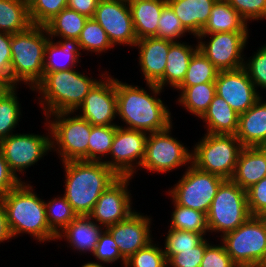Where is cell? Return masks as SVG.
<instances>
[{
  "instance_id": "cell-46",
  "label": "cell",
  "mask_w": 266,
  "mask_h": 267,
  "mask_svg": "<svg viewBox=\"0 0 266 267\" xmlns=\"http://www.w3.org/2000/svg\"><path fill=\"white\" fill-rule=\"evenodd\" d=\"M247 22L266 18V0H227Z\"/></svg>"
},
{
  "instance_id": "cell-48",
  "label": "cell",
  "mask_w": 266,
  "mask_h": 267,
  "mask_svg": "<svg viewBox=\"0 0 266 267\" xmlns=\"http://www.w3.org/2000/svg\"><path fill=\"white\" fill-rule=\"evenodd\" d=\"M200 267H238L229 254L226 252L224 245H208L205 249Z\"/></svg>"
},
{
  "instance_id": "cell-2",
  "label": "cell",
  "mask_w": 266,
  "mask_h": 267,
  "mask_svg": "<svg viewBox=\"0 0 266 267\" xmlns=\"http://www.w3.org/2000/svg\"><path fill=\"white\" fill-rule=\"evenodd\" d=\"M63 165L64 196L78 216H88L100 195L119 178L103 161H67Z\"/></svg>"
},
{
  "instance_id": "cell-20",
  "label": "cell",
  "mask_w": 266,
  "mask_h": 267,
  "mask_svg": "<svg viewBox=\"0 0 266 267\" xmlns=\"http://www.w3.org/2000/svg\"><path fill=\"white\" fill-rule=\"evenodd\" d=\"M173 41L156 37H146L138 40L139 64L146 83L156 84L164 89V71L167 54Z\"/></svg>"
},
{
  "instance_id": "cell-42",
  "label": "cell",
  "mask_w": 266,
  "mask_h": 267,
  "mask_svg": "<svg viewBox=\"0 0 266 267\" xmlns=\"http://www.w3.org/2000/svg\"><path fill=\"white\" fill-rule=\"evenodd\" d=\"M157 24L158 30L155 36L156 38L175 42L176 39L188 32L168 3L163 7Z\"/></svg>"
},
{
  "instance_id": "cell-17",
  "label": "cell",
  "mask_w": 266,
  "mask_h": 267,
  "mask_svg": "<svg viewBox=\"0 0 266 267\" xmlns=\"http://www.w3.org/2000/svg\"><path fill=\"white\" fill-rule=\"evenodd\" d=\"M216 94L238 114L245 113L261 97L246 70L219 71L215 80Z\"/></svg>"
},
{
  "instance_id": "cell-49",
  "label": "cell",
  "mask_w": 266,
  "mask_h": 267,
  "mask_svg": "<svg viewBox=\"0 0 266 267\" xmlns=\"http://www.w3.org/2000/svg\"><path fill=\"white\" fill-rule=\"evenodd\" d=\"M11 34L0 32V80L11 86Z\"/></svg>"
},
{
  "instance_id": "cell-28",
  "label": "cell",
  "mask_w": 266,
  "mask_h": 267,
  "mask_svg": "<svg viewBox=\"0 0 266 267\" xmlns=\"http://www.w3.org/2000/svg\"><path fill=\"white\" fill-rule=\"evenodd\" d=\"M201 119L206 122L209 134L235 135L238 129L239 115L217 94Z\"/></svg>"
},
{
  "instance_id": "cell-24",
  "label": "cell",
  "mask_w": 266,
  "mask_h": 267,
  "mask_svg": "<svg viewBox=\"0 0 266 267\" xmlns=\"http://www.w3.org/2000/svg\"><path fill=\"white\" fill-rule=\"evenodd\" d=\"M216 0H167L183 27L195 37L207 23Z\"/></svg>"
},
{
  "instance_id": "cell-11",
  "label": "cell",
  "mask_w": 266,
  "mask_h": 267,
  "mask_svg": "<svg viewBox=\"0 0 266 267\" xmlns=\"http://www.w3.org/2000/svg\"><path fill=\"white\" fill-rule=\"evenodd\" d=\"M172 126L166 130L148 133L145 156L141 166L148 171L168 172L185 164H192V153L176 138L171 137Z\"/></svg>"
},
{
  "instance_id": "cell-5",
  "label": "cell",
  "mask_w": 266,
  "mask_h": 267,
  "mask_svg": "<svg viewBox=\"0 0 266 267\" xmlns=\"http://www.w3.org/2000/svg\"><path fill=\"white\" fill-rule=\"evenodd\" d=\"M44 34L48 32L42 25L11 34V86L24 81L33 90L43 79L45 47L50 39Z\"/></svg>"
},
{
  "instance_id": "cell-12",
  "label": "cell",
  "mask_w": 266,
  "mask_h": 267,
  "mask_svg": "<svg viewBox=\"0 0 266 267\" xmlns=\"http://www.w3.org/2000/svg\"><path fill=\"white\" fill-rule=\"evenodd\" d=\"M207 35L211 36L208 44L202 41ZM248 37V32L199 34L198 49L219 71L237 70L244 65V55L241 53Z\"/></svg>"
},
{
  "instance_id": "cell-13",
  "label": "cell",
  "mask_w": 266,
  "mask_h": 267,
  "mask_svg": "<svg viewBox=\"0 0 266 267\" xmlns=\"http://www.w3.org/2000/svg\"><path fill=\"white\" fill-rule=\"evenodd\" d=\"M147 134L144 131L118 126L109 152L113 159L103 162L119 177H132L137 165L141 167L144 159ZM137 159L140 160L137 161ZM134 161L137 162L133 163Z\"/></svg>"
},
{
  "instance_id": "cell-27",
  "label": "cell",
  "mask_w": 266,
  "mask_h": 267,
  "mask_svg": "<svg viewBox=\"0 0 266 267\" xmlns=\"http://www.w3.org/2000/svg\"><path fill=\"white\" fill-rule=\"evenodd\" d=\"M247 22L228 3L227 0H216L209 19L200 34L219 32H248Z\"/></svg>"
},
{
  "instance_id": "cell-45",
  "label": "cell",
  "mask_w": 266,
  "mask_h": 267,
  "mask_svg": "<svg viewBox=\"0 0 266 267\" xmlns=\"http://www.w3.org/2000/svg\"><path fill=\"white\" fill-rule=\"evenodd\" d=\"M244 62L246 70L255 87L266 89V45L262 46L254 56Z\"/></svg>"
},
{
  "instance_id": "cell-52",
  "label": "cell",
  "mask_w": 266,
  "mask_h": 267,
  "mask_svg": "<svg viewBox=\"0 0 266 267\" xmlns=\"http://www.w3.org/2000/svg\"><path fill=\"white\" fill-rule=\"evenodd\" d=\"M12 237L13 235L8 223L5 204L2 197H0V242L9 240Z\"/></svg>"
},
{
  "instance_id": "cell-19",
  "label": "cell",
  "mask_w": 266,
  "mask_h": 267,
  "mask_svg": "<svg viewBox=\"0 0 266 267\" xmlns=\"http://www.w3.org/2000/svg\"><path fill=\"white\" fill-rule=\"evenodd\" d=\"M150 220L148 216L133 212L126 220L106 228L125 260L152 242Z\"/></svg>"
},
{
  "instance_id": "cell-26",
  "label": "cell",
  "mask_w": 266,
  "mask_h": 267,
  "mask_svg": "<svg viewBox=\"0 0 266 267\" xmlns=\"http://www.w3.org/2000/svg\"><path fill=\"white\" fill-rule=\"evenodd\" d=\"M100 227L89 216H77L57 235V239L65 236L68 243H70L69 245L73 248L79 251H90L93 253L99 241L100 234L103 232L102 227Z\"/></svg>"
},
{
  "instance_id": "cell-40",
  "label": "cell",
  "mask_w": 266,
  "mask_h": 267,
  "mask_svg": "<svg viewBox=\"0 0 266 267\" xmlns=\"http://www.w3.org/2000/svg\"><path fill=\"white\" fill-rule=\"evenodd\" d=\"M28 8L32 25L44 26L67 8V0H28Z\"/></svg>"
},
{
  "instance_id": "cell-21",
  "label": "cell",
  "mask_w": 266,
  "mask_h": 267,
  "mask_svg": "<svg viewBox=\"0 0 266 267\" xmlns=\"http://www.w3.org/2000/svg\"><path fill=\"white\" fill-rule=\"evenodd\" d=\"M266 176V149L243 147L231 178L242 189L247 190Z\"/></svg>"
},
{
  "instance_id": "cell-30",
  "label": "cell",
  "mask_w": 266,
  "mask_h": 267,
  "mask_svg": "<svg viewBox=\"0 0 266 267\" xmlns=\"http://www.w3.org/2000/svg\"><path fill=\"white\" fill-rule=\"evenodd\" d=\"M30 26L28 0H0V32L15 34Z\"/></svg>"
},
{
  "instance_id": "cell-44",
  "label": "cell",
  "mask_w": 266,
  "mask_h": 267,
  "mask_svg": "<svg viewBox=\"0 0 266 267\" xmlns=\"http://www.w3.org/2000/svg\"><path fill=\"white\" fill-rule=\"evenodd\" d=\"M92 254L103 263H112L119 259H122L124 266L126 263V260L119 252L117 243L106 229L100 234L99 241Z\"/></svg>"
},
{
  "instance_id": "cell-55",
  "label": "cell",
  "mask_w": 266,
  "mask_h": 267,
  "mask_svg": "<svg viewBox=\"0 0 266 267\" xmlns=\"http://www.w3.org/2000/svg\"><path fill=\"white\" fill-rule=\"evenodd\" d=\"M261 147L264 148V149H266V141H265V143Z\"/></svg>"
},
{
  "instance_id": "cell-33",
  "label": "cell",
  "mask_w": 266,
  "mask_h": 267,
  "mask_svg": "<svg viewBox=\"0 0 266 267\" xmlns=\"http://www.w3.org/2000/svg\"><path fill=\"white\" fill-rule=\"evenodd\" d=\"M15 91V86H7L0 94V141L13 134L20 119L21 106Z\"/></svg>"
},
{
  "instance_id": "cell-36",
  "label": "cell",
  "mask_w": 266,
  "mask_h": 267,
  "mask_svg": "<svg viewBox=\"0 0 266 267\" xmlns=\"http://www.w3.org/2000/svg\"><path fill=\"white\" fill-rule=\"evenodd\" d=\"M45 211L49 228L56 235H59L78 216L65 196L45 202Z\"/></svg>"
},
{
  "instance_id": "cell-8",
  "label": "cell",
  "mask_w": 266,
  "mask_h": 267,
  "mask_svg": "<svg viewBox=\"0 0 266 267\" xmlns=\"http://www.w3.org/2000/svg\"><path fill=\"white\" fill-rule=\"evenodd\" d=\"M251 216L247 193L231 179H225L219 186L207 213L209 232L223 235L235 230Z\"/></svg>"
},
{
  "instance_id": "cell-25",
  "label": "cell",
  "mask_w": 266,
  "mask_h": 267,
  "mask_svg": "<svg viewBox=\"0 0 266 267\" xmlns=\"http://www.w3.org/2000/svg\"><path fill=\"white\" fill-rule=\"evenodd\" d=\"M62 39L64 40L53 43L54 41H51V38L46 44L44 56V76L47 73L54 71H66L73 69L76 63H79V50L81 47L78 40L71 38Z\"/></svg>"
},
{
  "instance_id": "cell-37",
  "label": "cell",
  "mask_w": 266,
  "mask_h": 267,
  "mask_svg": "<svg viewBox=\"0 0 266 267\" xmlns=\"http://www.w3.org/2000/svg\"><path fill=\"white\" fill-rule=\"evenodd\" d=\"M81 50L104 52L114 47L105 30L93 18H88L78 37Z\"/></svg>"
},
{
  "instance_id": "cell-1",
  "label": "cell",
  "mask_w": 266,
  "mask_h": 267,
  "mask_svg": "<svg viewBox=\"0 0 266 267\" xmlns=\"http://www.w3.org/2000/svg\"><path fill=\"white\" fill-rule=\"evenodd\" d=\"M149 95L143 88L128 85L116 79L117 116L128 126L126 129L148 133L160 132L172 126L171 113L156 95L161 88L147 83Z\"/></svg>"
},
{
  "instance_id": "cell-43",
  "label": "cell",
  "mask_w": 266,
  "mask_h": 267,
  "mask_svg": "<svg viewBox=\"0 0 266 267\" xmlns=\"http://www.w3.org/2000/svg\"><path fill=\"white\" fill-rule=\"evenodd\" d=\"M208 245V241L204 239L194 248L179 250V253L173 254L167 260V265L171 267H200L205 249Z\"/></svg>"
},
{
  "instance_id": "cell-3",
  "label": "cell",
  "mask_w": 266,
  "mask_h": 267,
  "mask_svg": "<svg viewBox=\"0 0 266 267\" xmlns=\"http://www.w3.org/2000/svg\"><path fill=\"white\" fill-rule=\"evenodd\" d=\"M21 182L2 197L13 237L28 233L40 242L57 239L46 220L45 202L29 184ZM34 192V193H33Z\"/></svg>"
},
{
  "instance_id": "cell-6",
  "label": "cell",
  "mask_w": 266,
  "mask_h": 267,
  "mask_svg": "<svg viewBox=\"0 0 266 267\" xmlns=\"http://www.w3.org/2000/svg\"><path fill=\"white\" fill-rule=\"evenodd\" d=\"M222 244L238 267H266V219L250 216L233 231L221 235Z\"/></svg>"
},
{
  "instance_id": "cell-7",
  "label": "cell",
  "mask_w": 266,
  "mask_h": 267,
  "mask_svg": "<svg viewBox=\"0 0 266 267\" xmlns=\"http://www.w3.org/2000/svg\"><path fill=\"white\" fill-rule=\"evenodd\" d=\"M196 145L192 151V165L224 179L232 178L243 148L236 135L206 133Z\"/></svg>"
},
{
  "instance_id": "cell-10",
  "label": "cell",
  "mask_w": 266,
  "mask_h": 267,
  "mask_svg": "<svg viewBox=\"0 0 266 267\" xmlns=\"http://www.w3.org/2000/svg\"><path fill=\"white\" fill-rule=\"evenodd\" d=\"M225 179L219 175L197 169L190 164L187 171L172 190L173 202L201 211L207 215L216 192Z\"/></svg>"
},
{
  "instance_id": "cell-54",
  "label": "cell",
  "mask_w": 266,
  "mask_h": 267,
  "mask_svg": "<svg viewBox=\"0 0 266 267\" xmlns=\"http://www.w3.org/2000/svg\"><path fill=\"white\" fill-rule=\"evenodd\" d=\"M7 85L0 80V94L6 89Z\"/></svg>"
},
{
  "instance_id": "cell-14",
  "label": "cell",
  "mask_w": 266,
  "mask_h": 267,
  "mask_svg": "<svg viewBox=\"0 0 266 267\" xmlns=\"http://www.w3.org/2000/svg\"><path fill=\"white\" fill-rule=\"evenodd\" d=\"M105 30L112 45L134 46L138 41L129 3L123 0H100L92 17Z\"/></svg>"
},
{
  "instance_id": "cell-9",
  "label": "cell",
  "mask_w": 266,
  "mask_h": 267,
  "mask_svg": "<svg viewBox=\"0 0 266 267\" xmlns=\"http://www.w3.org/2000/svg\"><path fill=\"white\" fill-rule=\"evenodd\" d=\"M72 113L74 112L52 114L55 120L48 122L52 148L58 145L57 150L62 157V162L89 161V138L92 125L80 115L68 116Z\"/></svg>"
},
{
  "instance_id": "cell-47",
  "label": "cell",
  "mask_w": 266,
  "mask_h": 267,
  "mask_svg": "<svg viewBox=\"0 0 266 267\" xmlns=\"http://www.w3.org/2000/svg\"><path fill=\"white\" fill-rule=\"evenodd\" d=\"M251 216L266 215V176L246 190Z\"/></svg>"
},
{
  "instance_id": "cell-18",
  "label": "cell",
  "mask_w": 266,
  "mask_h": 267,
  "mask_svg": "<svg viewBox=\"0 0 266 267\" xmlns=\"http://www.w3.org/2000/svg\"><path fill=\"white\" fill-rule=\"evenodd\" d=\"M104 81L99 80L84 98L80 116L91 125L118 126L112 123L117 115L116 79L107 76Z\"/></svg>"
},
{
  "instance_id": "cell-22",
  "label": "cell",
  "mask_w": 266,
  "mask_h": 267,
  "mask_svg": "<svg viewBox=\"0 0 266 267\" xmlns=\"http://www.w3.org/2000/svg\"><path fill=\"white\" fill-rule=\"evenodd\" d=\"M261 100L239 115L235 135L243 147H261L266 141V102Z\"/></svg>"
},
{
  "instance_id": "cell-15",
  "label": "cell",
  "mask_w": 266,
  "mask_h": 267,
  "mask_svg": "<svg viewBox=\"0 0 266 267\" xmlns=\"http://www.w3.org/2000/svg\"><path fill=\"white\" fill-rule=\"evenodd\" d=\"M50 139L48 135L11 134L0 141L4 158L15 176L17 171L22 173L52 149Z\"/></svg>"
},
{
  "instance_id": "cell-50",
  "label": "cell",
  "mask_w": 266,
  "mask_h": 267,
  "mask_svg": "<svg viewBox=\"0 0 266 267\" xmlns=\"http://www.w3.org/2000/svg\"><path fill=\"white\" fill-rule=\"evenodd\" d=\"M22 181L15 176L6 162L0 147V197L17 187Z\"/></svg>"
},
{
  "instance_id": "cell-29",
  "label": "cell",
  "mask_w": 266,
  "mask_h": 267,
  "mask_svg": "<svg viewBox=\"0 0 266 267\" xmlns=\"http://www.w3.org/2000/svg\"><path fill=\"white\" fill-rule=\"evenodd\" d=\"M198 50L177 40L170 46L164 71V86L167 83L177 89L183 82L192 56Z\"/></svg>"
},
{
  "instance_id": "cell-4",
  "label": "cell",
  "mask_w": 266,
  "mask_h": 267,
  "mask_svg": "<svg viewBox=\"0 0 266 267\" xmlns=\"http://www.w3.org/2000/svg\"><path fill=\"white\" fill-rule=\"evenodd\" d=\"M97 82V79H91L75 69H70L47 73L33 90L36 89L42 94V98H39L40 104L43 105L48 120L51 114L78 110Z\"/></svg>"
},
{
  "instance_id": "cell-51",
  "label": "cell",
  "mask_w": 266,
  "mask_h": 267,
  "mask_svg": "<svg viewBox=\"0 0 266 267\" xmlns=\"http://www.w3.org/2000/svg\"><path fill=\"white\" fill-rule=\"evenodd\" d=\"M100 0H67V8L92 18Z\"/></svg>"
},
{
  "instance_id": "cell-16",
  "label": "cell",
  "mask_w": 266,
  "mask_h": 267,
  "mask_svg": "<svg viewBox=\"0 0 266 267\" xmlns=\"http://www.w3.org/2000/svg\"><path fill=\"white\" fill-rule=\"evenodd\" d=\"M131 177H119L99 197L88 215L104 229L126 220L133 212L127 186ZM105 225V226H104Z\"/></svg>"
},
{
  "instance_id": "cell-32",
  "label": "cell",
  "mask_w": 266,
  "mask_h": 267,
  "mask_svg": "<svg viewBox=\"0 0 266 267\" xmlns=\"http://www.w3.org/2000/svg\"><path fill=\"white\" fill-rule=\"evenodd\" d=\"M181 91L179 103L189 112L201 118L216 94L215 83H202L190 87H178Z\"/></svg>"
},
{
  "instance_id": "cell-41",
  "label": "cell",
  "mask_w": 266,
  "mask_h": 267,
  "mask_svg": "<svg viewBox=\"0 0 266 267\" xmlns=\"http://www.w3.org/2000/svg\"><path fill=\"white\" fill-rule=\"evenodd\" d=\"M156 246L150 242L139 249L126 260L124 267H169L163 249Z\"/></svg>"
},
{
  "instance_id": "cell-38",
  "label": "cell",
  "mask_w": 266,
  "mask_h": 267,
  "mask_svg": "<svg viewBox=\"0 0 266 267\" xmlns=\"http://www.w3.org/2000/svg\"><path fill=\"white\" fill-rule=\"evenodd\" d=\"M117 127L92 125L89 138V161L101 162L102 156L109 155Z\"/></svg>"
},
{
  "instance_id": "cell-34",
  "label": "cell",
  "mask_w": 266,
  "mask_h": 267,
  "mask_svg": "<svg viewBox=\"0 0 266 267\" xmlns=\"http://www.w3.org/2000/svg\"><path fill=\"white\" fill-rule=\"evenodd\" d=\"M219 70L198 49L191 58L186 76L179 87L215 83Z\"/></svg>"
},
{
  "instance_id": "cell-23",
  "label": "cell",
  "mask_w": 266,
  "mask_h": 267,
  "mask_svg": "<svg viewBox=\"0 0 266 267\" xmlns=\"http://www.w3.org/2000/svg\"><path fill=\"white\" fill-rule=\"evenodd\" d=\"M128 3L137 39L155 37L157 23L167 0H130Z\"/></svg>"
},
{
  "instance_id": "cell-39",
  "label": "cell",
  "mask_w": 266,
  "mask_h": 267,
  "mask_svg": "<svg viewBox=\"0 0 266 267\" xmlns=\"http://www.w3.org/2000/svg\"><path fill=\"white\" fill-rule=\"evenodd\" d=\"M203 240L204 235L202 233L170 228L165 239V250H163L166 260L173 254L179 253V250L191 249L198 246Z\"/></svg>"
},
{
  "instance_id": "cell-31",
  "label": "cell",
  "mask_w": 266,
  "mask_h": 267,
  "mask_svg": "<svg viewBox=\"0 0 266 267\" xmlns=\"http://www.w3.org/2000/svg\"><path fill=\"white\" fill-rule=\"evenodd\" d=\"M87 20L88 17L69 8H65L44 26L50 38L59 36L61 38L78 40Z\"/></svg>"
},
{
  "instance_id": "cell-35",
  "label": "cell",
  "mask_w": 266,
  "mask_h": 267,
  "mask_svg": "<svg viewBox=\"0 0 266 267\" xmlns=\"http://www.w3.org/2000/svg\"><path fill=\"white\" fill-rule=\"evenodd\" d=\"M174 207L170 228L202 233L203 235L206 234V231L209 232L205 213L178 205L175 202Z\"/></svg>"
},
{
  "instance_id": "cell-53",
  "label": "cell",
  "mask_w": 266,
  "mask_h": 267,
  "mask_svg": "<svg viewBox=\"0 0 266 267\" xmlns=\"http://www.w3.org/2000/svg\"><path fill=\"white\" fill-rule=\"evenodd\" d=\"M82 267H105V266H102V264H98V263H94V262H88L84 265H82Z\"/></svg>"
}]
</instances>
